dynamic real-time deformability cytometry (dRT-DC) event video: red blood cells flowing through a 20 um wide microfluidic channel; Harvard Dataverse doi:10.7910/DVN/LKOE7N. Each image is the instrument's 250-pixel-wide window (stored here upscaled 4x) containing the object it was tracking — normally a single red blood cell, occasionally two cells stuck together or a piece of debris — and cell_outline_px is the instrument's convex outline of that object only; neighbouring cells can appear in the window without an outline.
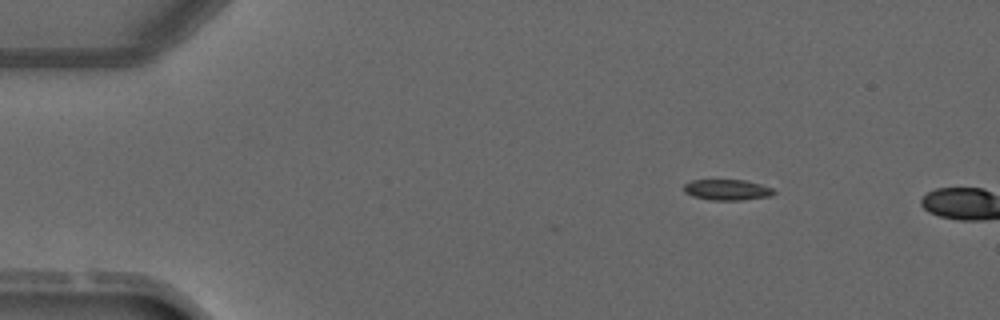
{"species": "common noctule bat (a hibernating species)", "species_latin": "Nyctalus noctula", "temperature_condition": "warm", "stored_images_in_passage": 2, "camera_frame_rate_fps": 3000, "um_per_image_px": 0.085, "animal": {"sex": "male", "forearm_length_mm": 52.5}, "frame": {"image": 1, "passage_image": 1, "time_ms": 0.0, "image_size_px": [1000, 320], "cell_outline_px": [[776, 192], [772, 196], [740, 200], [712, 200], [692, 196], [684, 192], [684, 184], [692, 180], [744, 180], [760, 184], [772, 188]], "centroid_in_image_um": [61.81, 16.13], "position_along_channel_um": 23.2, "area_um2": 10.87}}